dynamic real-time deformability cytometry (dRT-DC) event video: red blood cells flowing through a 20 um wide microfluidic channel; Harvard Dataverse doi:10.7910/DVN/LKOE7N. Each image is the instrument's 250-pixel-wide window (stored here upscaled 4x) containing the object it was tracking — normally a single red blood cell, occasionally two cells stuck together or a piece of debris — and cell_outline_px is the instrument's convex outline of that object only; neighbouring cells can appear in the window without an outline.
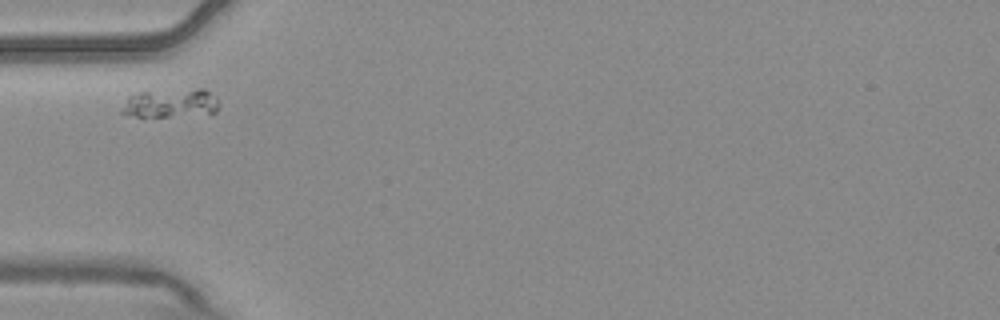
{"species": "common noctule bat (a hibernating species)", "species_latin": "Nyctalus noctula", "temperature_condition": "warm", "stored_images_in_passage": 7, "camera_frame_rate_fps": 3000, "um_per_image_px": 0.085, "animal": {"sex": "male", "body_mass_g": 20.4}, "frame": {"image": 1, "passage_image": 1, "time_ms": 0.0, "image_size_px": [1000, 320], "cell_outline_px": [[220, 108], [216, 112], [168, 116], [136, 116], [120, 112], [120, 108], [128, 96], [140, 92], [196, 88], [204, 88], [216, 96], [220, 104]], "centroid_in_image_um": [14.53, 8.74], "position_along_channel_um": 70.5, "area_um2": 16.3}}
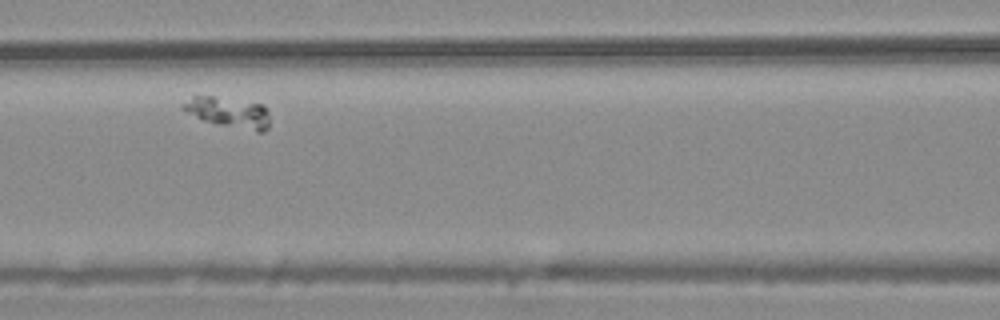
{"frame": {"image": 2, "passage_image": 3, "time_ms": 0.667, "image_size_px": [1000, 320], "cell_outline_px": [[268, 128], [264, 132], [256, 132], [204, 120], [180, 108], [180, 104], [192, 96], [212, 96], [264, 104], [268, 112]], "centroid_in_image_um": [19.45, 9.54], "position_along_channel_um": 147.2, "area_um2": 15.26}}
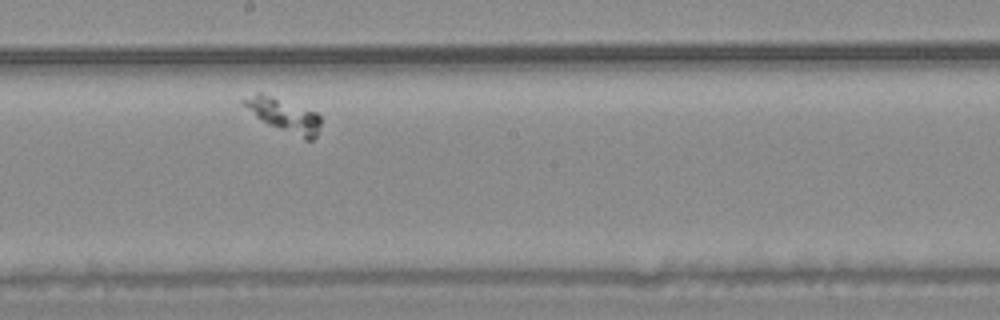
{"frame": {"image": 3, "passage_image": 5, "time_ms": 1.333, "image_size_px": [1000, 320], "cell_outline_px": [[320, 124], [316, 136], [312, 140], [304, 140], [268, 124], [256, 116], [240, 100], [256, 92], [260, 92], [316, 112], [320, 116]], "centroid_in_image_um": [24.15, 9.8], "position_along_channel_um": 224.0, "area_um2": 14.74}}